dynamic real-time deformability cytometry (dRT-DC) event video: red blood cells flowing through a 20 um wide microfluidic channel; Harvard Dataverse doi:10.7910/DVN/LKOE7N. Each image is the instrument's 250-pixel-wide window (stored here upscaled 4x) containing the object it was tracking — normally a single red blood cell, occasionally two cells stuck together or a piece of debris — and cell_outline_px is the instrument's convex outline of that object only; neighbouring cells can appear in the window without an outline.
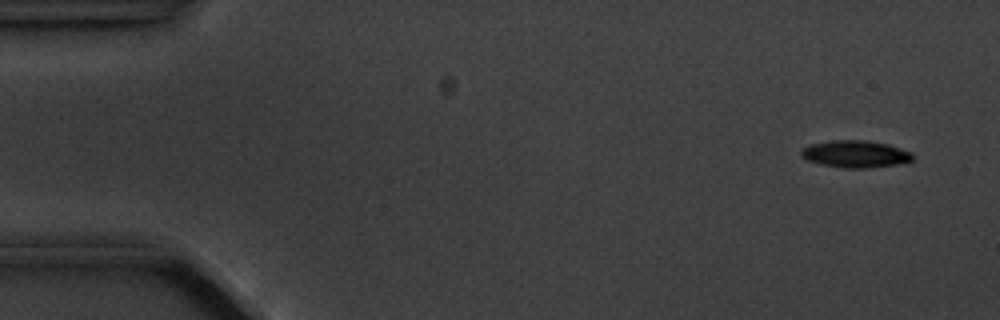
{"species": "common noctule bat (a hibernating species)", "species_latin": "Nyctalus noctula", "temperature_condition": "cold", "stored_images_in_passage": 3, "camera_frame_rate_fps": 3000, "um_per_image_px": 0.085, "animal": {"sex": "male", "body_mass_g": 20.1, "forearm_length_mm": 53.5}, "frame": {"image": 1, "passage_image": 1, "time_ms": 0.0, "image_size_px": [1000, 320], "cell_outline_px": [[912, 160], [896, 164], [864, 168], [844, 168], [820, 164], [808, 160], [800, 156], [800, 152], [804, 148], [812, 144], [832, 140], [864, 140], [888, 144], [912, 152]], "centroid_in_image_um": [72.69, 13.09], "position_along_channel_um": 12.3, "area_um2": 17.4}}